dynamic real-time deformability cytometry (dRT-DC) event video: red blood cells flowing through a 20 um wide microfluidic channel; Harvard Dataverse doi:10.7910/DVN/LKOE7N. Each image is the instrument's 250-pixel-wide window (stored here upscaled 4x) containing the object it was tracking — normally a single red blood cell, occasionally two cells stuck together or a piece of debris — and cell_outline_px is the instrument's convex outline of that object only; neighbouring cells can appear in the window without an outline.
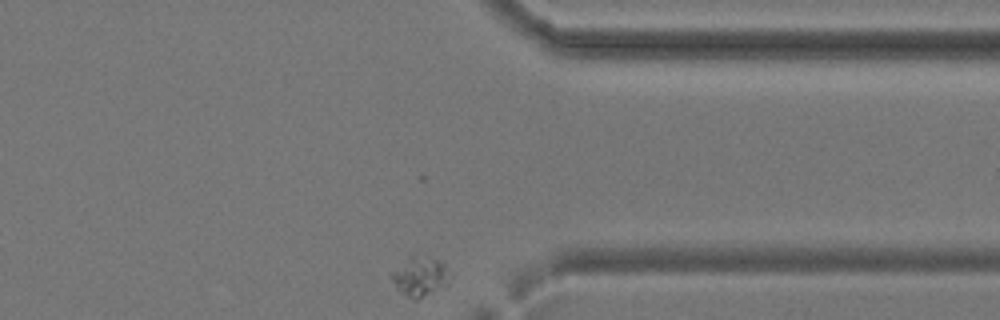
{"species": "common noctule bat (a hibernating species)", "species_latin": "Nyctalus noctula", "temperature_condition": "cold", "stored_images_in_passage": 26, "camera_frame_rate_fps": 3000, "um_per_image_px": 0.085, "animal": {"sex": "female", "body_mass_g": 24.6, "forearm_length_mm": 56.2}, "frame": {"image": 1, "passage_image": 26, "time_ms": 8.333, "image_size_px": [1000, 320], "cell_outline_px": [[452, 276], [432, 292], [416, 300], [412, 300], [400, 292], [388, 276], [388, 272], [412, 252], [440, 260], [444, 264]], "centroid_in_image_um": [35.59, 23.42], "position_along_channel_um": 375.8, "area_um2": 13.81}}